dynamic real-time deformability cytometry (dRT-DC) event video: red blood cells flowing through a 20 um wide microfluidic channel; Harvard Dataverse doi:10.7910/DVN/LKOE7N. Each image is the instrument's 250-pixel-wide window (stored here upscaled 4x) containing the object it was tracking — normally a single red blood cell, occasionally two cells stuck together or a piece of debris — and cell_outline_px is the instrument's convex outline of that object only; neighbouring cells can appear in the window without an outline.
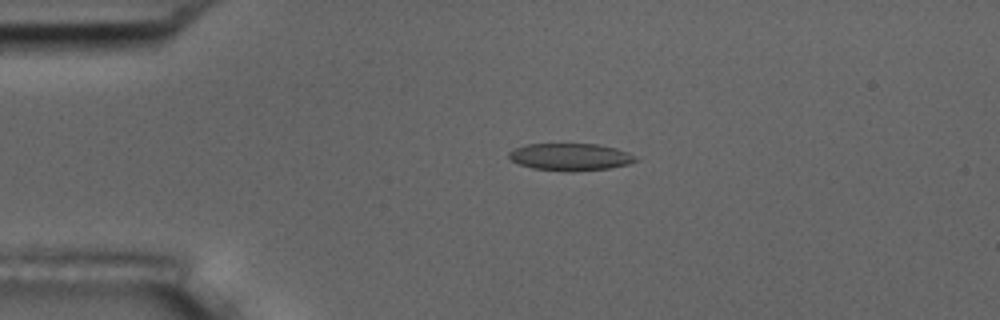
{"species": "common noctule bat (a hibernating species)", "species_latin": "Nyctalus noctula", "temperature_condition": "room temperature", "stored_images_in_passage": 56, "camera_frame_rate_fps": 3000, "um_per_image_px": 0.085, "animal": {"sex": "male", "body_mass_g": 17.5, "forearm_length_mm": 52.3}, "frame": {"image": 1, "passage_image": 13, "time_ms": 4.0, "image_size_px": [1000, 320], "cell_outline_px": [[640, 160], [628, 164], [608, 168], [572, 172], [532, 168], [520, 164], [512, 160], [508, 156], [508, 152], [516, 148], [528, 144], [596, 144], [616, 148], [628, 152], [636, 156]], "centroid_in_image_um": [48.51, 13.34], "position_along_channel_um": 36.5, "area_um2": 20.06}}
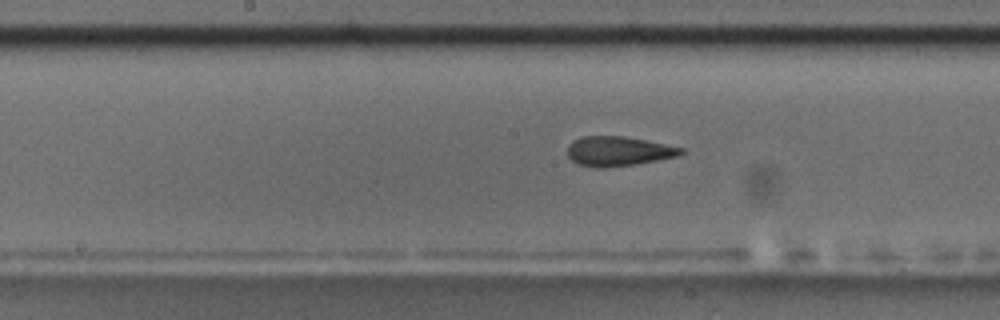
{"frame": {"image": 2, "passage_image": 29, "time_ms": 9.333, "image_size_px": [1000, 320], "cell_outline_px": [[684, 152], [676, 156], [636, 164], [604, 168], [596, 168], [576, 164], [568, 156], [568, 144], [572, 140], [580, 136], [624, 136], [684, 148]], "centroid_in_image_um": [52.49, 12.85], "position_along_channel_um": 195.7, "area_um2": 19.59}}
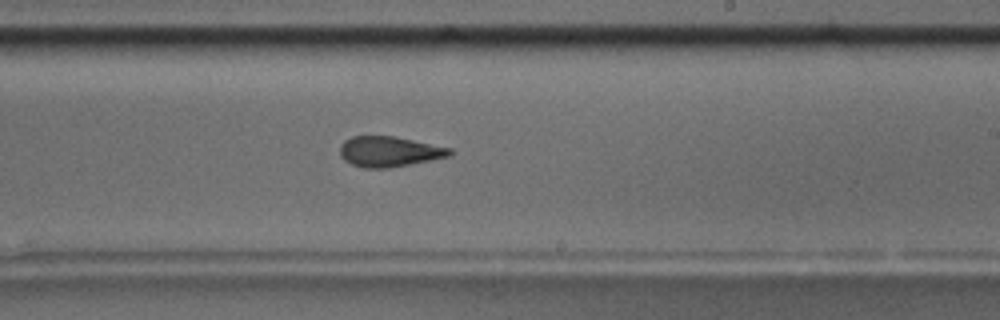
{"frame": {"image": 3, "passage_image": 34, "time_ms": 11.0, "image_size_px": [1000, 320], "cell_outline_px": [[452, 156], [388, 168], [364, 168], [352, 164], [344, 160], [340, 156], [340, 144], [344, 140], [352, 136], [392, 136], [452, 148]], "centroid_in_image_um": [33.07, 12.88], "position_along_channel_um": 255.9, "area_um2": 19.42}, "authors_computed_cell_mechanics": {"area_um2": 20.0855, "velocity_mm_per_s": 3.6366, "shape_relaxation_time_tau1_ms": null, "shape_relaxation_time_tau2_ms": 1.8584, "deformation_change_tau1": null, "deformation_change_tau2": 0.0959}}